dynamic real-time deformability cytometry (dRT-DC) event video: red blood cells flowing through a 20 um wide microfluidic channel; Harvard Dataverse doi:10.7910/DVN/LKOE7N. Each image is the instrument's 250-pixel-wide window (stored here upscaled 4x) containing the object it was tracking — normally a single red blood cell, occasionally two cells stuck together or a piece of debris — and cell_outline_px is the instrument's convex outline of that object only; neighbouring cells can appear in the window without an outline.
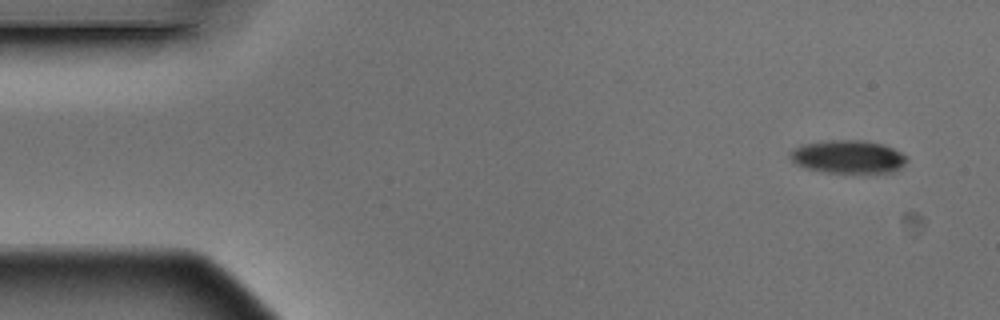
{"species": "Egyptian fruit bat (a non-hibernating species)", "species_latin": "Rousettus aegyptiacus", "temperature_condition": "warm", "stored_images_in_passage": 5, "camera_frame_rate_fps": 3000, "um_per_image_px": 0.085, "animal": {"sex": "male"}, "frame": {"image": 1, "passage_image": 1, "time_ms": 0.0, "image_size_px": [1000, 320], "cell_outline_px": [[908, 160], [896, 172], [824, 172], [804, 168], [796, 164], [788, 156], [788, 152], [804, 144], [828, 140], [860, 140], [880, 144], [892, 148], [900, 152]], "centroid_in_image_um": [72.05, 13.33], "position_along_channel_um": 13.0, "area_um2": 22.31}}
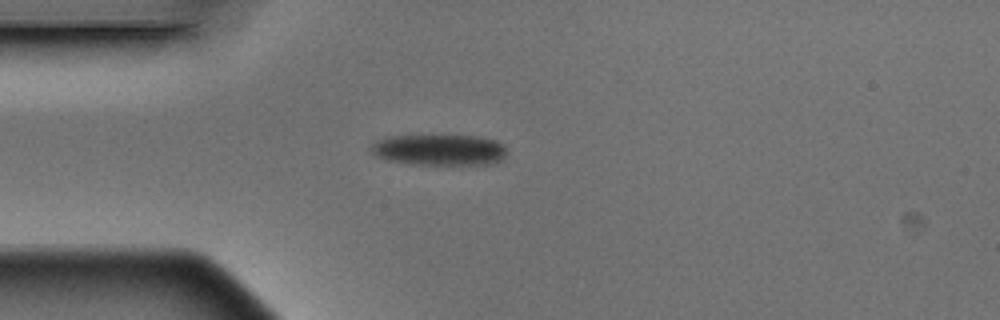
{"frame": {"image": 2, "passage_image": 4, "time_ms": 1.0, "image_size_px": [1000, 320], "cell_outline_px": [[504, 160], [492, 164], [412, 164], [388, 160], [376, 156], [368, 148], [372, 144], [380, 140], [392, 136], [480, 136], [496, 140], [504, 144]], "centroid_in_image_um": [37.37, 12.74], "position_along_channel_um": 47.6, "area_um2": 24.39}}